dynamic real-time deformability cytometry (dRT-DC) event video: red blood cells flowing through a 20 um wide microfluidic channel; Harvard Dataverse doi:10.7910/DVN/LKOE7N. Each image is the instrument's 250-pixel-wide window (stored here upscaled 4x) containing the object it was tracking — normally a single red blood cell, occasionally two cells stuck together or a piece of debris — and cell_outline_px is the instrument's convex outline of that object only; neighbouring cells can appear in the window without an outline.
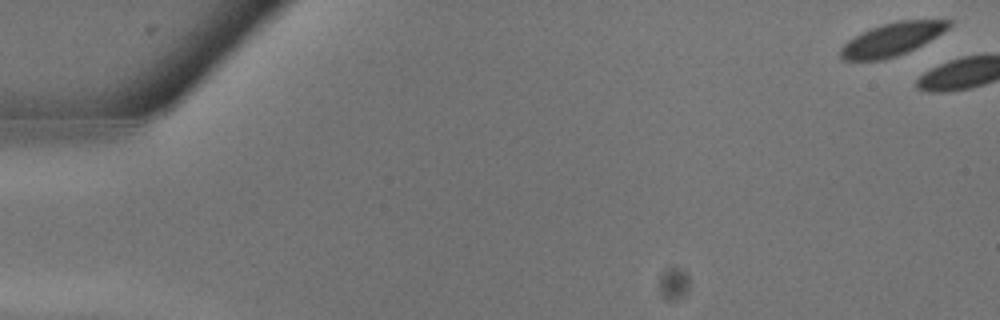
{"species": "common noctule bat (a hibernating species)", "species_latin": "Nyctalus noctula", "temperature_condition": "warm", "stored_images_in_passage": 3, "camera_frame_rate_fps": 3000, "um_per_image_px": 0.085, "animal": {"sex": "male", "body_mass_g": 13.3}, "frame": {"image": 1, "passage_image": 1, "time_ms": 0.0, "image_size_px": [1000, 320], "cell_outline_px": [[952, 24], [948, 28], [936, 36], [896, 56], [884, 60], [840, 60], [840, 48], [848, 40], [872, 28], [896, 20], [952, 20]], "centroid_in_image_um": [75.78, 3.34], "position_along_channel_um": 9.2, "area_um2": 20.23}}